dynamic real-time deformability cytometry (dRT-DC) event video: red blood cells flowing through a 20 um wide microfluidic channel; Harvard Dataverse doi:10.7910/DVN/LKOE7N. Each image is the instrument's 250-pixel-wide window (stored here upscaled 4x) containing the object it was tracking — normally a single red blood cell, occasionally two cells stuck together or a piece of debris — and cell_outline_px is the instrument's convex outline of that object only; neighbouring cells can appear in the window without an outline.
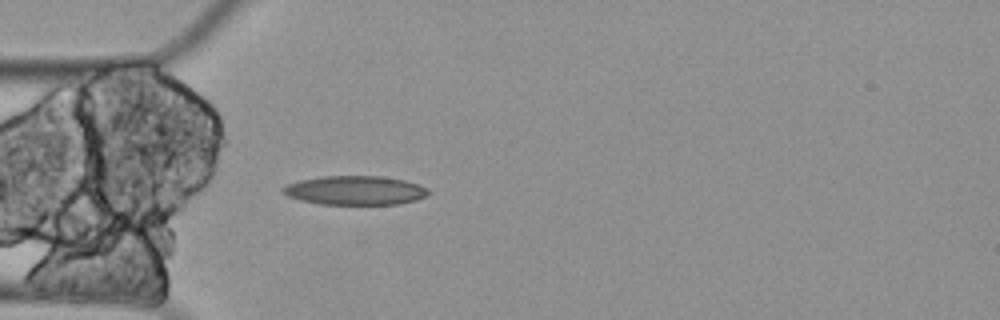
{"species": "Egyptian fruit bat (a non-hibernating species)", "species_latin": "Rousettus aegyptiacus", "temperature_condition": "cold", "stored_images_in_passage": 4, "camera_frame_rate_fps": 3000, "um_per_image_px": 0.085, "animal": {"sex": "female"}, "frame": {"image": 1, "passage_image": 4, "time_ms": 1.0, "image_size_px": [1000, 320], "cell_outline_px": [[432, 192], [416, 200], [400, 204], [320, 204], [300, 200], [288, 196], [280, 188], [288, 184], [300, 180], [320, 176], [380, 176], [404, 180], [428, 188]], "centroid_in_image_um": [30.19, 16.18], "position_along_channel_um": 54.8, "area_um2": 24.57}}